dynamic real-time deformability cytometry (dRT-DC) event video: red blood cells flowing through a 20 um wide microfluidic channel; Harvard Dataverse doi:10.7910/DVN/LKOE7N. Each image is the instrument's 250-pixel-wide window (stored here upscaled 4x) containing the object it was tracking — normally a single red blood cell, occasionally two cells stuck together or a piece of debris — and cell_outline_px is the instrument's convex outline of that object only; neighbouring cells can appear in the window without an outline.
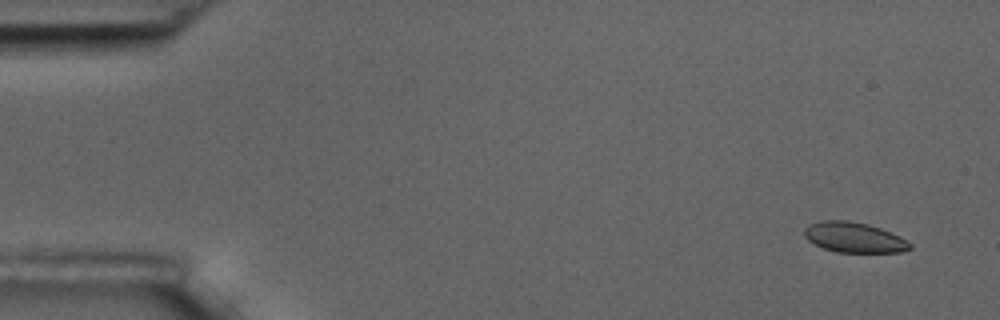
{"species": "common noctule bat (a hibernating species)", "species_latin": "Nyctalus noctula", "temperature_condition": "room temperature", "stored_images_in_passage": 4, "camera_frame_rate_fps": 3000, "um_per_image_px": 0.085, "animal": {"sex": "male", "body_mass_g": 17.5, "forearm_length_mm": 52.3}, "frame": {"image": 1, "passage_image": 1, "time_ms": 0.0, "image_size_px": [1000, 320], "cell_outline_px": [[912, 248], [904, 252], [836, 252], [812, 244], [804, 236], [804, 228], [808, 224], [820, 220], [848, 220], [868, 224], [880, 228], [900, 236], [908, 240], [912, 244]], "centroid_in_image_um": [72.59, 20.17], "position_along_channel_um": 12.4, "area_um2": 18.9}}
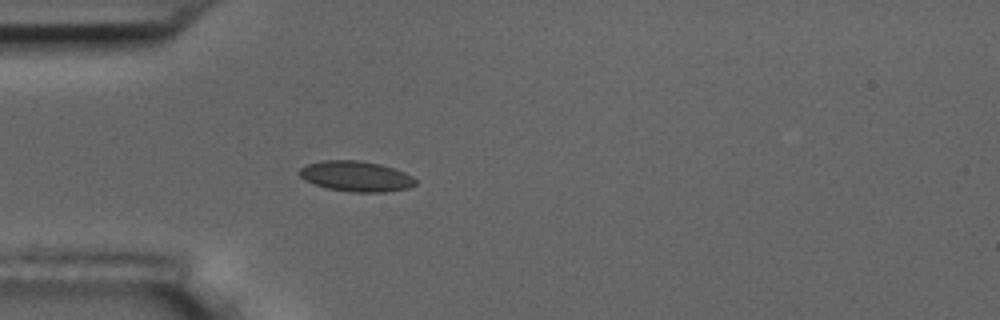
{"frame": {"image": 2, "passage_image": 4, "time_ms": 4.333, "image_size_px": [1000, 320], "cell_outline_px": [[416, 184], [408, 188], [384, 192], [352, 192], [328, 188], [304, 180], [300, 176], [300, 168], [308, 164], [320, 160], [360, 160], [380, 164], [404, 172], [412, 176], [416, 180]], "centroid_in_image_um": [30.27, 14.98], "position_along_channel_um": 54.7, "area_um2": 20.46}}